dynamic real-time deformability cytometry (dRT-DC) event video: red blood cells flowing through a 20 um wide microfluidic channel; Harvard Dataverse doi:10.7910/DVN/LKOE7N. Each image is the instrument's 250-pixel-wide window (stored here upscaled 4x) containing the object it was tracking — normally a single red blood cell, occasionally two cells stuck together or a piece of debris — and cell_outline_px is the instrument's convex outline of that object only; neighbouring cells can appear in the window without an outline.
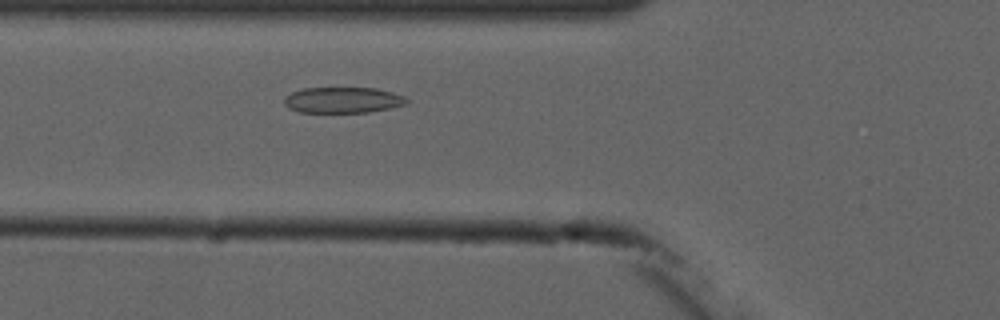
{"species": "common noctule bat (a hibernating species)", "species_latin": "Nyctalus noctula", "temperature_condition": "cold", "stored_images_in_passage": 3, "camera_frame_rate_fps": 3000, "um_per_image_px": 0.085, "animal": {"sex": "male", "forearm_length_mm": 52.5}, "frame": {"image": 1, "passage_image": 2, "time_ms": 1.0, "image_size_px": [1000, 320], "cell_outline_px": [[408, 104], [392, 108], [368, 112], [300, 112], [288, 108], [284, 104], [284, 96], [292, 92], [304, 88], [376, 88], [392, 92], [404, 96], [408, 100]], "centroid_in_image_um": [29.15, 8.5], "position_along_channel_um": 96.6, "area_um2": 18.55}}